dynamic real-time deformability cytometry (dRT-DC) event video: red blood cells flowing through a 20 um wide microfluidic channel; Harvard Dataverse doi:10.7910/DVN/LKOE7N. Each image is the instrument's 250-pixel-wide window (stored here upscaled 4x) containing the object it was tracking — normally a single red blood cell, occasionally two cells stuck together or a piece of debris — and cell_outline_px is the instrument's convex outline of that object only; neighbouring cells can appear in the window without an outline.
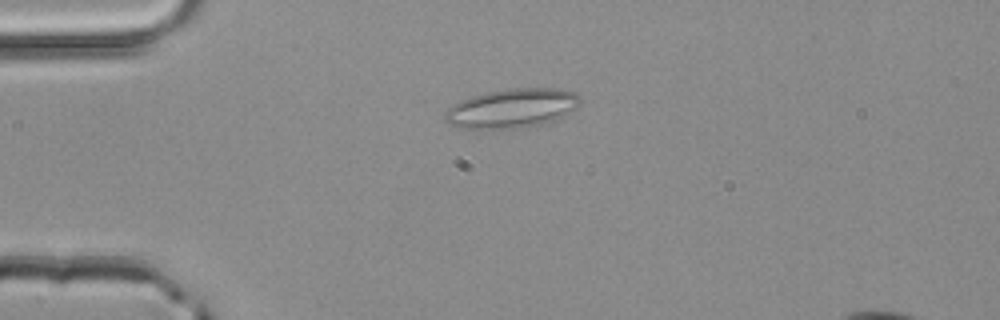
{"species": "common noctule bat (a hibernating species)", "species_latin": "Nyctalus noctula", "temperature_condition": "room temperature", "stored_images_in_passage": 2, "camera_frame_rate_fps": 3000, "um_per_image_px": 0.085, "animal": {"sex": "male", "body_mass_g": 20.4}, "frame": {"image": 1, "passage_image": 2, "time_ms": 0.333, "image_size_px": [1000, 320], "cell_outline_px": [[580, 104], [576, 108], [564, 116], [540, 124], [516, 128], [460, 128], [448, 124], [444, 120], [444, 112], [452, 104], [460, 100], [472, 96], [488, 92], [512, 88], [556, 88], [576, 92], [580, 96]], "centroid_in_image_um": [43.5, 9.19], "position_along_channel_um": 41.5, "area_um2": 30.87}}